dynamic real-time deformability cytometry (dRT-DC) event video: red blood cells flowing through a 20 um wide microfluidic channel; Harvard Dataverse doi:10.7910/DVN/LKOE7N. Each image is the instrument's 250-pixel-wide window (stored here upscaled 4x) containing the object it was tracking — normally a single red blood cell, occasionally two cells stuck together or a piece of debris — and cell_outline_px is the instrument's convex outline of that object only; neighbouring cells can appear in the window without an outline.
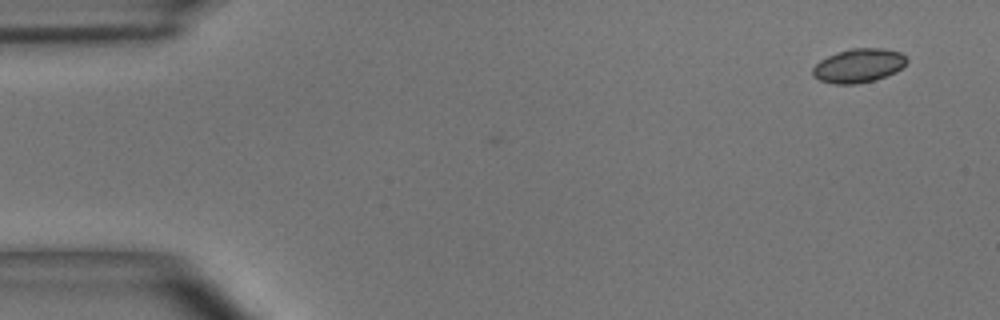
{"species": "common noctule bat (a hibernating species)", "species_latin": "Nyctalus noctula", "temperature_condition": "room temperature", "stored_images_in_passage": 4, "camera_frame_rate_fps": 3000, "um_per_image_px": 0.085, "animal": {"sex": "male", "body_mass_g": 15.6}, "frame": {"image": 1, "passage_image": 1, "time_ms": 0.0, "image_size_px": [1000, 320], "cell_outline_px": [[908, 60], [896, 72], [876, 80], [856, 84], [832, 84], [820, 80], [812, 76], [812, 68], [820, 60], [828, 56], [852, 48], [884, 48], [900, 52]], "centroid_in_image_um": [72.96, 5.59], "position_along_channel_um": 12.0, "area_um2": 18.55}}